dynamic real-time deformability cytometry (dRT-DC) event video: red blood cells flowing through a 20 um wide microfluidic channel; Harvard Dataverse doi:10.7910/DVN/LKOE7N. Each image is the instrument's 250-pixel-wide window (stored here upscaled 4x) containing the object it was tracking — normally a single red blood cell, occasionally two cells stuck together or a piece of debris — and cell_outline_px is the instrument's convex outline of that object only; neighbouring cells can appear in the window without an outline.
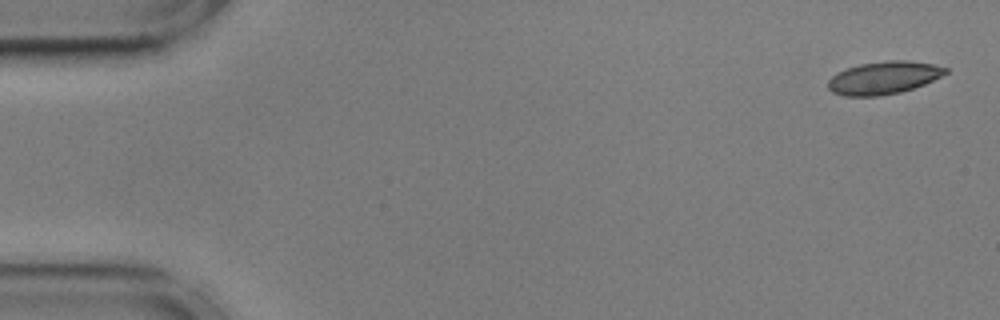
{"species": "common noctule bat (a hibernating species)", "species_latin": "Nyctalus noctula", "temperature_condition": "cold", "stored_images_in_passage": 20, "camera_frame_rate_fps": 3000, "um_per_image_px": 0.085, "animal": {"sex": "male", "body_mass_g": 17.9, "forearm_length_mm": 54.2}, "frame": {"image": 1, "passage_image": 1, "time_ms": 0.0, "image_size_px": [1000, 320], "cell_outline_px": [[948, 72], [924, 84], [900, 92], [880, 96], [844, 96], [832, 92], [828, 88], [828, 80], [832, 76], [848, 68], [860, 64], [888, 60], [908, 60], [932, 64], [948, 68]], "centroid_in_image_um": [75.1, 6.61], "position_along_channel_um": 9.9, "area_um2": 22.2}}
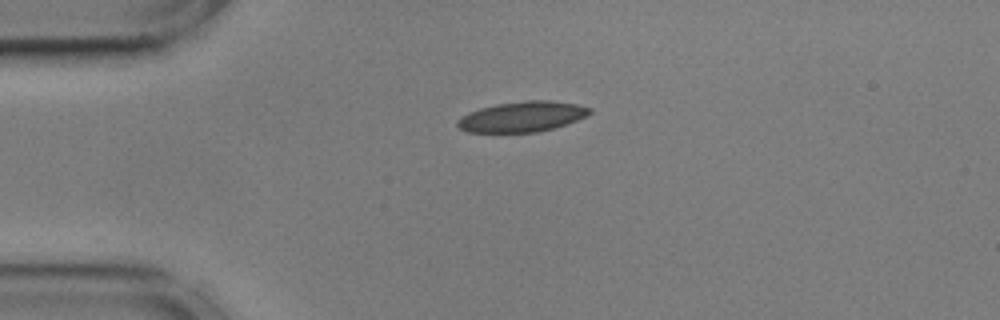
{"frame": {"image": 2, "passage_image": 12, "time_ms": 3.667, "image_size_px": [1000, 320], "cell_outline_px": [[592, 112], [576, 120], [552, 128], [536, 132], [468, 132], [460, 128], [456, 124], [456, 120], [460, 116], [468, 112], [480, 108], [496, 104], [524, 100], [548, 100], [576, 104], [592, 108]], "centroid_in_image_um": [44.33, 9.9], "position_along_channel_um": 40.7, "area_um2": 23.29}}